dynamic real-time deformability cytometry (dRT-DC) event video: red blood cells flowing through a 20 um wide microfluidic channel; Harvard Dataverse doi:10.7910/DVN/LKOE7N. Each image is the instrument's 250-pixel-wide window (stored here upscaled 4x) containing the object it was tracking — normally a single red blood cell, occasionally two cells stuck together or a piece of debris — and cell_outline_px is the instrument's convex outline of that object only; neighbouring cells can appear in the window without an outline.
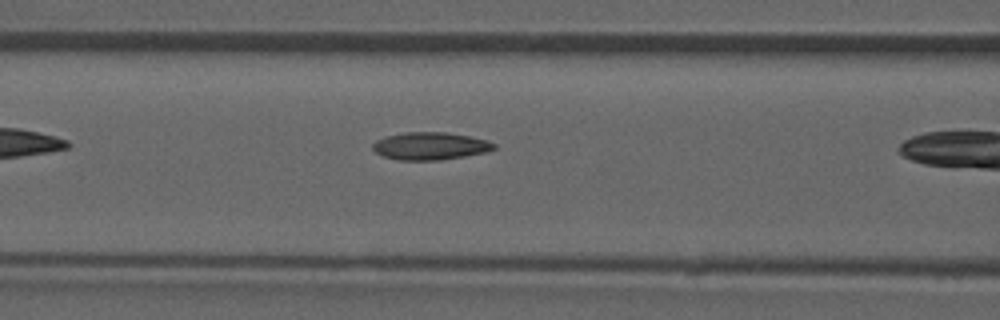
{"species": "common noctule bat (a hibernating species)", "species_latin": "Nyctalus noctula", "temperature_condition": "room temperature", "stored_images_in_passage": 11, "camera_frame_rate_fps": 3000, "um_per_image_px": 0.085, "animal": {"sex": "male", "forearm_length_mm": 52.5}, "frame": {"image": 1, "passage_image": 4, "time_ms": 1.0, "image_size_px": [1000, 320], "cell_outline_px": [[496, 148], [484, 152], [464, 156], [440, 160], [396, 160], [384, 156], [376, 152], [372, 148], [372, 144], [376, 140], [388, 136], [404, 132], [448, 132], [468, 136], [484, 140], [496, 144]], "centroid_in_image_um": [36.54, 12.41], "position_along_channel_um": 130.1, "area_um2": 19.31}}